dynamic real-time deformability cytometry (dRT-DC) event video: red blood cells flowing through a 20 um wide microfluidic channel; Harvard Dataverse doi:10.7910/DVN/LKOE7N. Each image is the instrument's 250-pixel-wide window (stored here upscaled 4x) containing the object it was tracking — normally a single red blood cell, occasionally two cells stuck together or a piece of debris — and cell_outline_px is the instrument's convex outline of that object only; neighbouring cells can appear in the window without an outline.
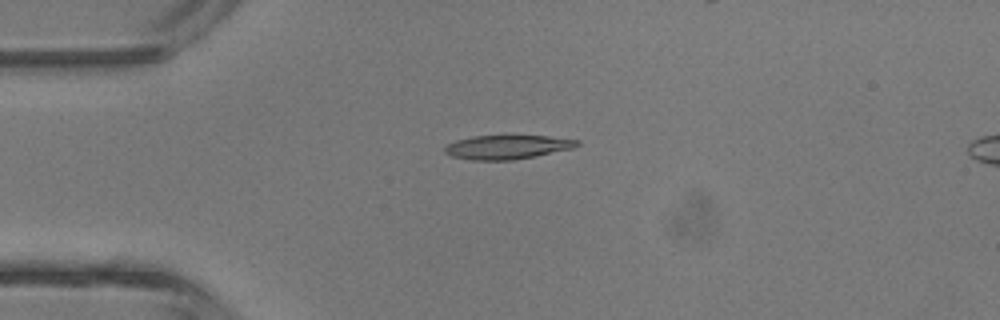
{"species": "common noctule bat (a hibernating species)", "species_latin": "Nyctalus noctula", "temperature_condition": "room temperature", "stored_images_in_passage": 3, "camera_frame_rate_fps": 3000, "um_per_image_px": 0.085, "animal": {"sex": "male", "body_mass_g": 13.3}, "frame": {"image": 1, "passage_image": 1, "time_ms": 0.0, "image_size_px": [1000, 320], "cell_outline_px": [[580, 144], [572, 148], [512, 160], [472, 160], [452, 156], [444, 152], [444, 148], [448, 144], [456, 140], [472, 136], [508, 132], [512, 132], [548, 136], [580, 140]], "centroid_in_image_um": [43.1, 12.43], "position_along_channel_um": 41.9, "area_um2": 19.36}}